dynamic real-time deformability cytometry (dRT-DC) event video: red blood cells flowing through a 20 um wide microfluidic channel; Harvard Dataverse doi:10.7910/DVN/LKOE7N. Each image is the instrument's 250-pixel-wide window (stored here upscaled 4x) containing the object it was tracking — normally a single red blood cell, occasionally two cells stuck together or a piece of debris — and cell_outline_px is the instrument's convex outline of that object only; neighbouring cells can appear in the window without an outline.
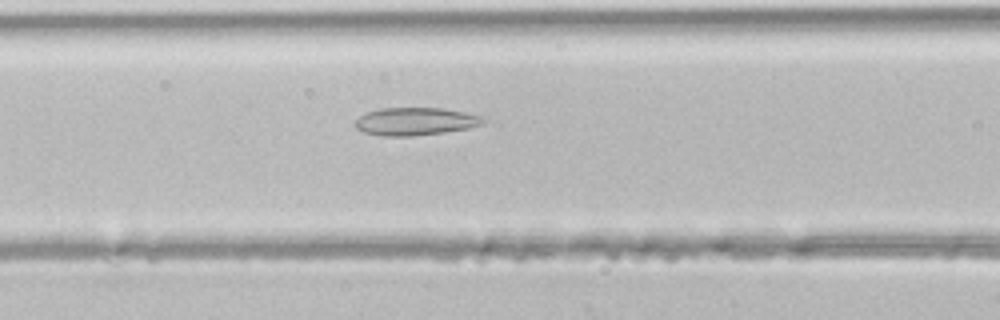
{"species": "common noctule bat (a hibernating species)", "species_latin": "Nyctalus noctula", "temperature_condition": "room temperature", "stored_images_in_passage": 34, "camera_frame_rate_fps": 3000, "um_per_image_px": 0.085, "animal": {"sex": "male", "body_mass_g": 21.5, "forearm_length_mm": 52.0}, "frame": {"image": 1, "passage_image": 9, "time_ms": 2.667, "image_size_px": [1000, 320], "cell_outline_px": [[484, 120], [480, 124], [468, 128], [444, 132], [412, 136], [384, 136], [364, 132], [356, 128], [356, 120], [360, 116], [368, 112], [380, 108], [444, 108], [464, 112], [480, 116]], "centroid_in_image_um": [35.28, 10.32], "position_along_channel_um": 131.3, "area_um2": 20.4}}
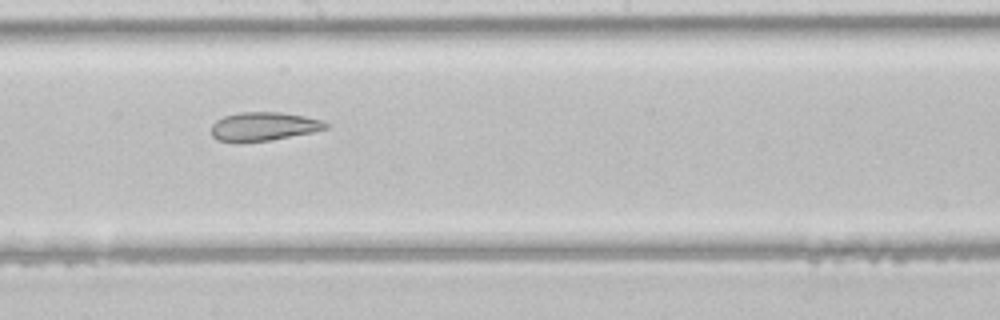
{"frame": {"image": 2, "passage_image": 15, "time_ms": 4.667, "image_size_px": [1000, 320], "cell_outline_px": [[328, 128], [312, 132], [268, 140], [240, 144], [216, 140], [212, 136], [212, 124], [216, 120], [224, 116], [240, 112], [280, 112], [304, 116], [320, 120], [328, 124]], "centroid_in_image_um": [22.34, 10.76], "position_along_channel_um": 225.9, "area_um2": 19.25}}
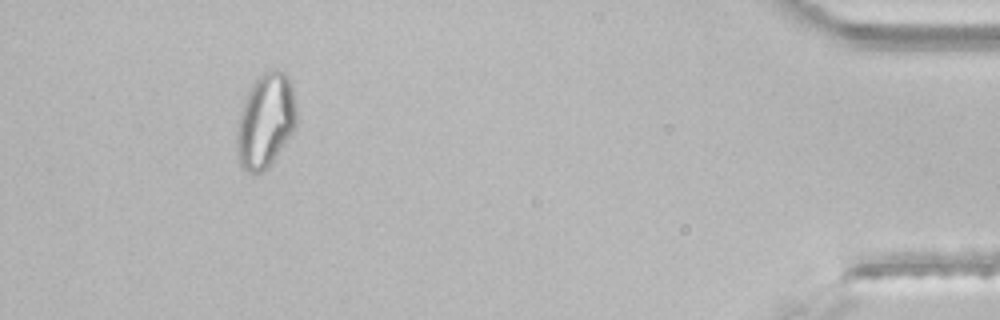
{"frame": {"image": 3, "passage_image": 31, "time_ms": 10.0, "image_size_px": [1000, 320], "cell_outline_px": [[296, 124], [292, 132], [284, 144], [272, 160], [260, 172], [248, 172], [240, 164], [236, 156], [236, 132], [240, 112], [244, 100], [256, 76], [272, 68], [276, 68], [284, 72], [292, 80], [296, 104]], "centroid_in_image_um": [22.57, 10.18], "position_along_channel_um": 412.6, "area_um2": 32.89}}